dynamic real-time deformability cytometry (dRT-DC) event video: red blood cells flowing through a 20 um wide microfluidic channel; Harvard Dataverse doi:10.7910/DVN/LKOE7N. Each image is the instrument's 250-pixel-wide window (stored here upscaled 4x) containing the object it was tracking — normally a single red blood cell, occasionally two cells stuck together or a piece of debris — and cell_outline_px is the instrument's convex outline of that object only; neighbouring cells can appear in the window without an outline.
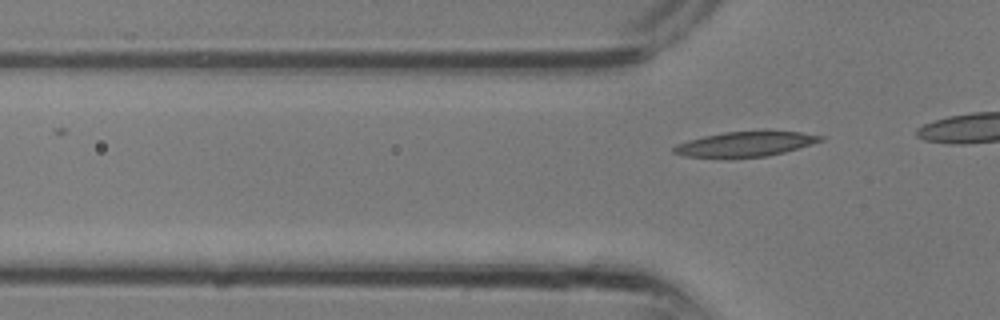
{"species": "common noctule bat (a hibernating species)", "species_latin": "Nyctalus noctula", "temperature_condition": "room temperature", "stored_images_in_passage": 8, "camera_frame_rate_fps": 3000, "um_per_image_px": 0.085, "animal": {"sex": "male", "body_mass_g": 13.3}, "frame": {"image": 1, "passage_image": 8, "time_ms": 2.333, "image_size_px": [1000, 320], "cell_outline_px": [[824, 140], [784, 152], [768, 156], [728, 160], [684, 156], [672, 152], [672, 148], [676, 144], [688, 140], [704, 136], [724, 132], [800, 132], [824, 136]], "centroid_in_image_um": [63.26, 12.3], "position_along_channel_um": 62.5, "area_um2": 21.68}}